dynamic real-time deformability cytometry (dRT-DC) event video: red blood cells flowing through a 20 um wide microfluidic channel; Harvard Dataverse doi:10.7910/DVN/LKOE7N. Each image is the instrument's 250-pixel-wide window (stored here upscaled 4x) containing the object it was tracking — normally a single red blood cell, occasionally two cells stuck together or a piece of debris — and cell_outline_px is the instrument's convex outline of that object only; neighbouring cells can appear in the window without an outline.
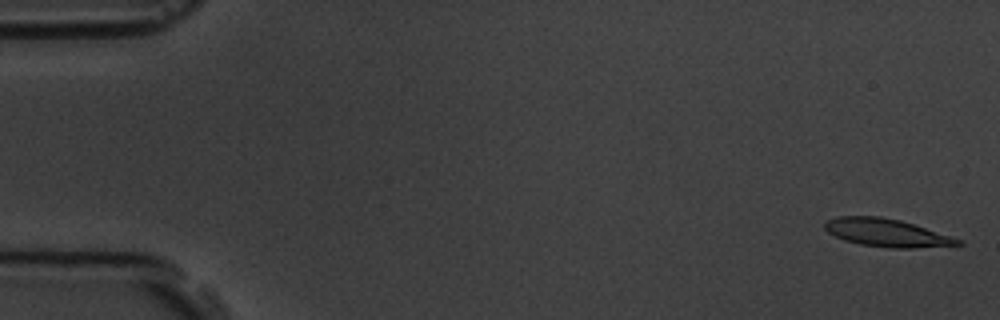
{"species": "common noctule bat (a hibernating species)", "species_latin": "Nyctalus noctula", "temperature_condition": "room temperature", "stored_images_in_passage": 5, "camera_frame_rate_fps": 3000, "um_per_image_px": 0.085, "animal": {"sex": "male", "body_mass_g": 19.5, "forearm_length_mm": 54.6}, "frame": {"image": 1, "passage_image": 1, "time_ms": 0.0, "image_size_px": [1000, 320], "cell_outline_px": [[964, 244], [916, 248], [892, 248], [860, 244], [844, 240], [828, 232], [824, 228], [824, 224], [828, 220], [836, 216], [880, 216], [900, 220], [960, 240]], "centroid_in_image_um": [75.3, 19.78], "position_along_channel_um": 9.7, "area_um2": 21.21}}